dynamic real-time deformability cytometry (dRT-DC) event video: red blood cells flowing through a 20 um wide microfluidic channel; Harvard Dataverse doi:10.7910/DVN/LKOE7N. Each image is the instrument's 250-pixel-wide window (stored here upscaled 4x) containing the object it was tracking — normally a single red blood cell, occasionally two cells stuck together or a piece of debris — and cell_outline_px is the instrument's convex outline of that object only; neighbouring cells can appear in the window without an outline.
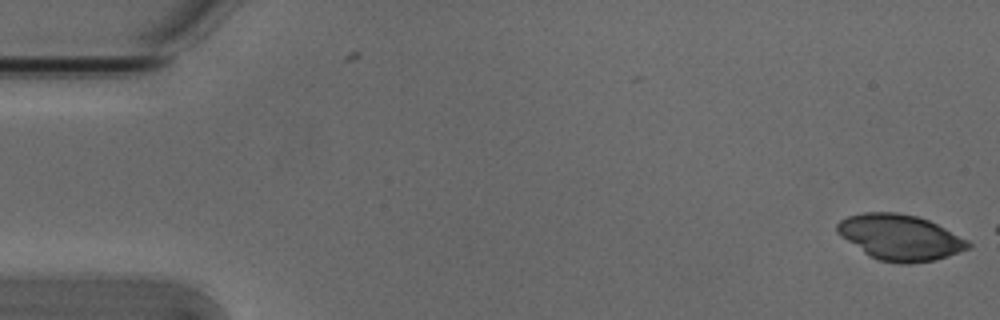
{"species": "Egyptian fruit bat (a non-hibernating species)", "species_latin": "Rousettus aegyptiacus", "temperature_condition": "cold", "stored_images_in_passage": 3, "camera_frame_rate_fps": 3000, "um_per_image_px": 0.085, "animal": {"sex": "male"}, "frame": {"image": 1, "passage_image": 3, "time_ms": 0.667, "image_size_px": [1000, 320], "cell_outline_px": [[972, 244], [968, 248], [948, 256], [936, 260], [908, 264], [900, 264], [880, 260], [864, 252], [840, 236], [836, 232], [836, 224], [840, 220], [848, 216], [864, 212], [896, 212], [916, 216], [928, 220], [968, 240]], "centroid_in_image_um": [76.48, 20.17], "position_along_channel_um": 8.5, "area_um2": 34.62}}